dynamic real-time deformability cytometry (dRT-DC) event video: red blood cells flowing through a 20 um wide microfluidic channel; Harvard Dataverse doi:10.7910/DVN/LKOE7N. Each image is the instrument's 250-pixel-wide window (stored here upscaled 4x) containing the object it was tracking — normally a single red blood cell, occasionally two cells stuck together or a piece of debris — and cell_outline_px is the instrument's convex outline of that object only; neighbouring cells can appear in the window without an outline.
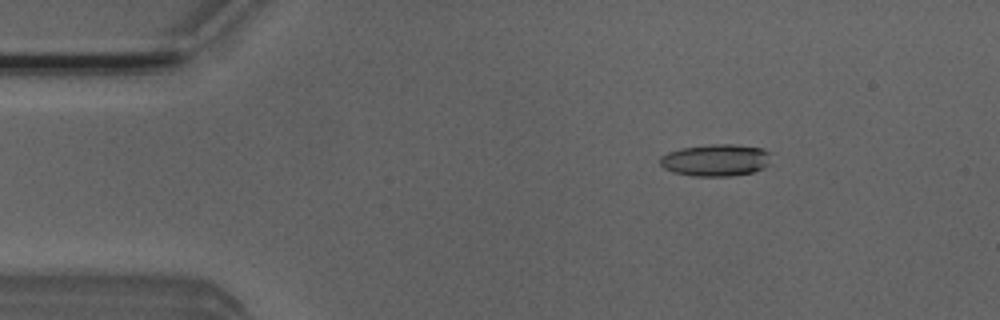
{"species": "Egyptian fruit bat (a non-hibernating species)", "species_latin": "Rousettus aegyptiacus", "temperature_condition": "room temperature", "stored_images_in_passage": 49, "camera_frame_rate_fps": 3000, "um_per_image_px": 0.085, "animal": {"sex": "male"}, "frame": {"image": 1, "passage_image": 5, "time_ms": 1.333, "image_size_px": [1000, 320], "cell_outline_px": [[768, 164], [764, 168], [752, 172], [732, 176], [692, 176], [672, 172], [664, 168], [660, 164], [660, 156], [668, 152], [680, 148], [712, 144], [732, 144], [764, 148], [768, 152]], "centroid_in_image_um": [60.8, 13.61], "position_along_channel_um": 24.2, "area_um2": 20.75}}
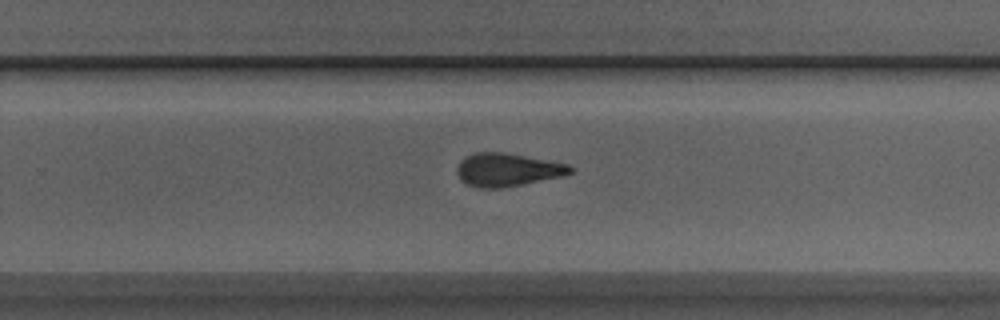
{"frame": {"image": 2, "passage_image": 30, "time_ms": 9.667, "image_size_px": [1000, 320], "cell_outline_px": [[576, 168], [572, 172], [560, 176], [500, 188], [480, 188], [468, 184], [460, 180], [456, 172], [456, 168], [460, 160], [476, 152], [504, 152], [568, 164]], "centroid_in_image_um": [43.09, 14.42], "position_along_channel_um": 286.7, "area_um2": 21.62}}
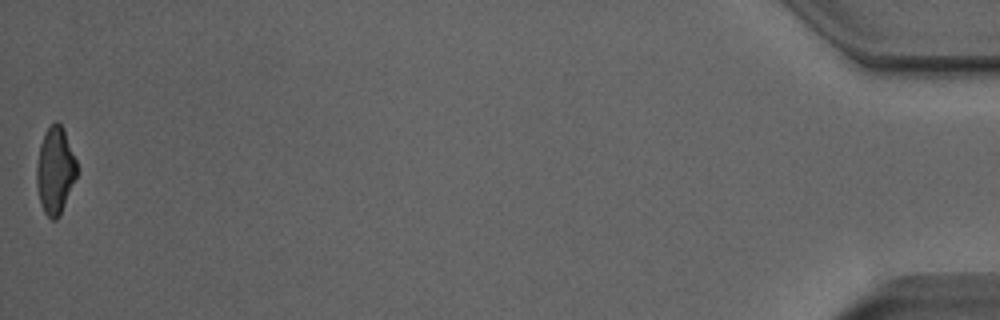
{"frame": {"image": 3, "passage_image": 49, "time_ms": 16.0, "image_size_px": [1000, 320], "cell_outline_px": [[76, 176], [60, 216], [56, 220], [52, 220], [44, 212], [40, 200], [36, 184], [36, 168], [40, 144], [44, 132], [56, 120], [64, 128], [76, 160]], "centroid_in_image_um": [4.68, 14.48], "position_along_channel_um": 430.5, "area_um2": 20.23}, "authors_computed_cell_mechanics": {"area_um2": 21.6172, "velocity_mm_per_s": 3.9379, "shape_relaxation_time_tau1_ms": 3.6618, "shape_relaxation_time_tau2_ms": 2.4898, "deformation_change_tau1": 0.1777, "deformation_change_tau2": 0.1171}}